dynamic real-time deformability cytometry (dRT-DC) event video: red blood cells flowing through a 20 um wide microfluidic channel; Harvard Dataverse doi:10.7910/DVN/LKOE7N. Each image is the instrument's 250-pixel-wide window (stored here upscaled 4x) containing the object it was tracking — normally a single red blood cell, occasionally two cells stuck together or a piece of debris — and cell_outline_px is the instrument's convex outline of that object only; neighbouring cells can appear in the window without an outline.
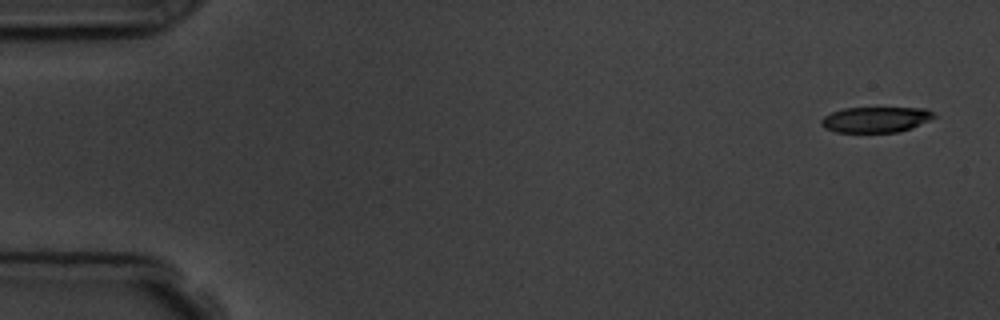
{"species": "common noctule bat (a hibernating species)", "species_latin": "Nyctalus noctula", "temperature_condition": "room temperature", "stored_images_in_passage": 6, "segment_of_instrument_passage": [1, 2], "camera_frame_rate_fps": 3000, "um_per_image_px": 0.085, "animal": {"sex": "male", "body_mass_g": 19.5, "forearm_length_mm": 54.6}, "frame": {"image": 1, "passage_image": 1, "time_ms": 0.0, "image_size_px": [1000, 320], "cell_outline_px": [[936, 116], [912, 128], [900, 132], [836, 132], [824, 128], [820, 124], [820, 120], [824, 116], [832, 112], [844, 108], [928, 108]], "centroid_in_image_um": [74.42, 10.16], "position_along_channel_um": 10.6, "area_um2": 16.82}}
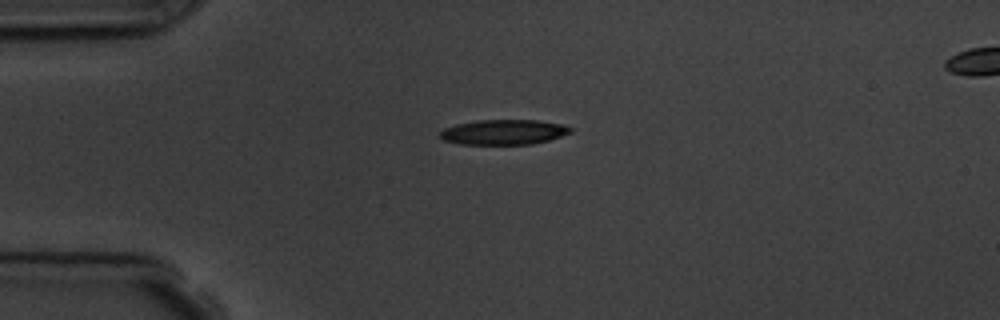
{"frame": {"image": 2, "passage_image": 4, "time_ms": 3.667, "image_size_px": [1000, 320], "cell_outline_px": [[572, 132], [548, 140], [532, 144], [460, 144], [444, 140], [440, 136], [440, 132], [444, 128], [456, 124], [476, 120], [540, 120], [564, 124], [572, 128]], "centroid_in_image_um": [42.83, 11.22], "position_along_channel_um": 42.2, "area_um2": 19.07}}